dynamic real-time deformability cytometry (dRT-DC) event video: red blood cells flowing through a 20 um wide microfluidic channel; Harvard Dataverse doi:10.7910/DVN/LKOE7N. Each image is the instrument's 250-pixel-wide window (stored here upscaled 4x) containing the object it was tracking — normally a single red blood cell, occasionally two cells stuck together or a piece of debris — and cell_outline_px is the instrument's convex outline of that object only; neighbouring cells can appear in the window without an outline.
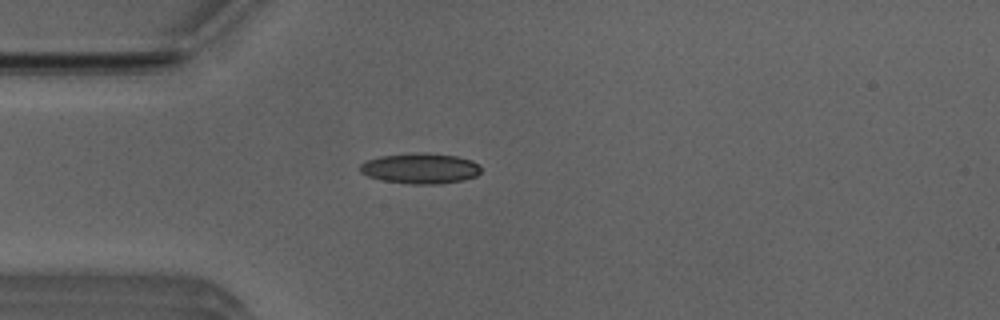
{"species": "Egyptian fruit bat (a non-hibernating species)", "species_latin": "Rousettus aegyptiacus", "temperature_condition": "room temperature", "stored_images_in_passage": 51, "camera_frame_rate_fps": 3000, "um_per_image_px": 0.085, "animal": {"sex": "male"}, "frame": {"image": 1, "passage_image": 13, "time_ms": 4.0, "image_size_px": [1000, 320], "cell_outline_px": [[480, 172], [476, 176], [464, 180], [440, 184], [412, 184], [384, 180], [368, 176], [360, 172], [360, 164], [364, 160], [380, 156], [424, 152], [456, 156], [472, 160], [480, 168]], "centroid_in_image_um": [35.71, 14.31], "position_along_channel_um": 49.3, "area_um2": 21.44}}
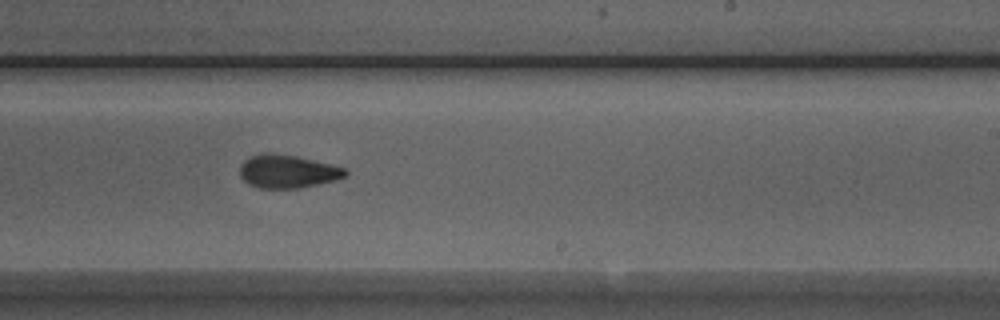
{"frame": {"image": 2, "passage_image": 30, "time_ms": 9.667, "image_size_px": [1000, 320], "cell_outline_px": [[348, 172], [344, 176], [332, 180], [316, 184], [296, 188], [260, 188], [248, 184], [240, 176], [240, 164], [248, 156], [268, 152], [272, 152], [296, 156], [344, 168]], "centroid_in_image_um": [24.35, 14.55], "position_along_channel_um": 264.7, "area_um2": 20.11}}
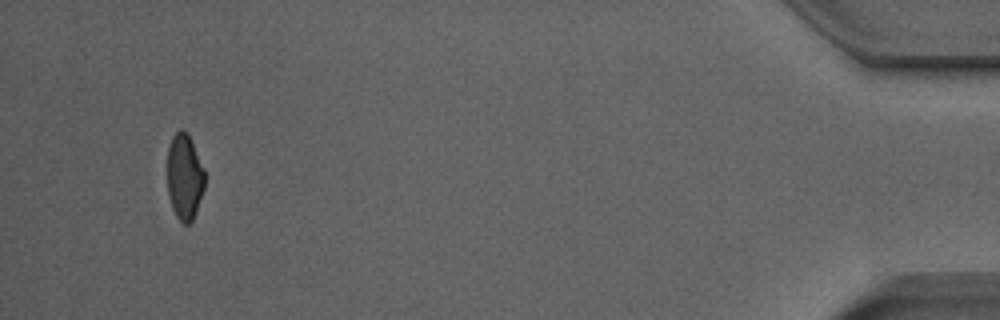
{"frame": {"image": 3, "passage_image": 48, "time_ms": 15.667, "image_size_px": [1000, 320], "cell_outline_px": [[204, 188], [192, 220], [188, 224], [184, 224], [176, 216], [172, 208], [168, 196], [168, 148], [172, 136], [180, 128], [188, 132], [204, 172]], "centroid_in_image_um": [15.66, 15.01], "position_along_channel_um": 419.5, "area_um2": 18.44}, "authors_computed_cell_mechanics": {"area_um2": 20.0566, "velocity_mm_per_s": 3.9695, "shape_relaxation_time_tau1_ms": 5.0239, "shape_relaxation_time_tau2_ms": 2.218, "deformation_change_tau1": 0.1309, "deformation_change_tau2": 0.0836}}